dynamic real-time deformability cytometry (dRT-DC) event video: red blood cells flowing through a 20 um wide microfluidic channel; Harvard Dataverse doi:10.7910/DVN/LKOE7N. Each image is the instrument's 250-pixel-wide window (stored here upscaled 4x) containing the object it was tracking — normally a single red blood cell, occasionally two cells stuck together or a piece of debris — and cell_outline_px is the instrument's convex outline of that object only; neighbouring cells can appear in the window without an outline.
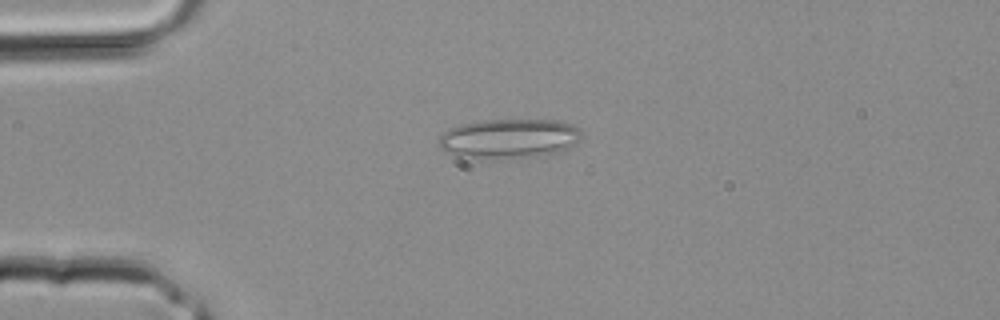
{"species": "common noctule bat (a hibernating species)", "species_latin": "Nyctalus noctula", "temperature_condition": "room temperature", "stored_images_in_passage": 2, "camera_frame_rate_fps": 3000, "um_per_image_px": 0.085, "animal": {"sex": "male", "body_mass_g": 20.4}, "frame": {"image": 1, "passage_image": 1, "time_ms": 0.0, "image_size_px": [1000, 320], "cell_outline_px": [[580, 140], [576, 144], [568, 148], [556, 152], [536, 156], [500, 160], [464, 160], [452, 156], [444, 152], [440, 148], [440, 136], [444, 132], [460, 124], [484, 120], [560, 120], [572, 124], [580, 128]], "centroid_in_image_um": [43.21, 11.82], "position_along_channel_um": 41.8, "area_um2": 33.87}}